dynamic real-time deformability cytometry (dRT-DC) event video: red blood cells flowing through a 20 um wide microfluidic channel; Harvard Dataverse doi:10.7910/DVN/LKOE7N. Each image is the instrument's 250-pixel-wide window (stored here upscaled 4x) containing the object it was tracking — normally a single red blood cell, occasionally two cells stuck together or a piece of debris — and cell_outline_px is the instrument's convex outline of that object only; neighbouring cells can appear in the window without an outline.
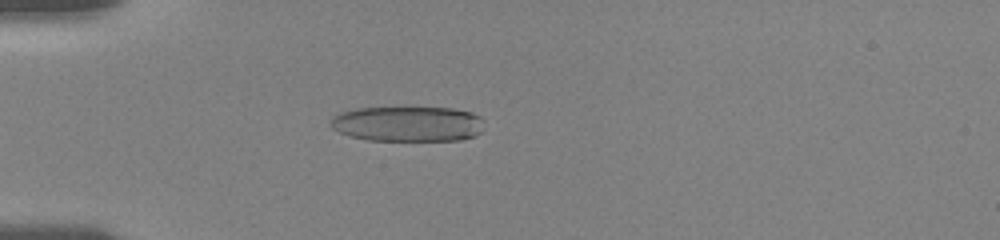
{"species": "human", "species_latin": "Homo sapiens", "temperature_condition": "room temperature", "stored_images_in_passage": 51, "camera_frame_rate_fps": 3000, "um_per_image_px": 0.085, "donor": {"sex": "female"}, "frame": {"image": 1, "passage_image": 12, "time_ms": 3.667, "image_size_px": [1000, 240], "cell_outline_px": [[484, 120], [480, 132], [476, 136], [460, 140], [368, 140], [352, 136], [340, 132], [332, 128], [332, 116], [340, 112], [356, 108], [452, 108], [472, 112], [480, 116]], "centroid_in_image_um": [34.7, 10.52], "position_along_channel_um": 50.3, "area_um2": 31.5}}
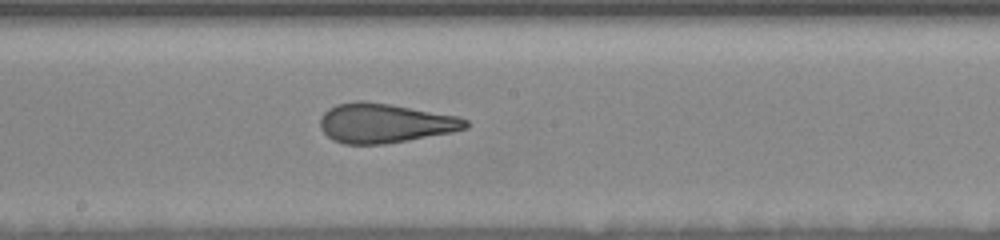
{"frame": {"image": 2, "passage_image": 27, "time_ms": 8.667, "image_size_px": [1000, 240], "cell_outline_px": [[468, 128], [452, 132], [408, 140], [384, 144], [344, 144], [332, 140], [320, 128], [320, 116], [328, 108], [336, 104], [356, 100], [364, 100], [460, 116], [468, 120]], "centroid_in_image_um": [32.69, 10.46], "position_along_channel_um": 215.5, "area_um2": 33.58}}
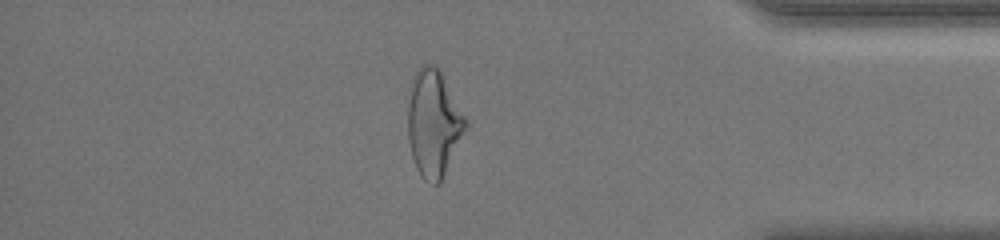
{"frame": {"image": 3, "passage_image": 44, "time_ms": 14.333, "image_size_px": [1000, 240], "cell_outline_px": [[468, 124], [440, 184], [432, 184], [424, 180], [420, 176], [416, 168], [412, 156], [408, 140], [408, 104], [412, 80], [420, 64], [432, 64], [440, 68], [468, 120]], "centroid_in_image_um": [36.86, 10.46], "position_along_channel_um": 398.3, "area_um2": 36.18}, "authors_computed_cell_mechanics": {"area_um2": 33.6974, "velocity_mm_per_s": 3.6518, "shape_relaxation_time_tau1_ms": 9.4711, "shape_relaxation_time_tau2_ms": 1.2602, "deformation_change_tau1": 0.248, "deformation_change_tau2": 0.1094}}